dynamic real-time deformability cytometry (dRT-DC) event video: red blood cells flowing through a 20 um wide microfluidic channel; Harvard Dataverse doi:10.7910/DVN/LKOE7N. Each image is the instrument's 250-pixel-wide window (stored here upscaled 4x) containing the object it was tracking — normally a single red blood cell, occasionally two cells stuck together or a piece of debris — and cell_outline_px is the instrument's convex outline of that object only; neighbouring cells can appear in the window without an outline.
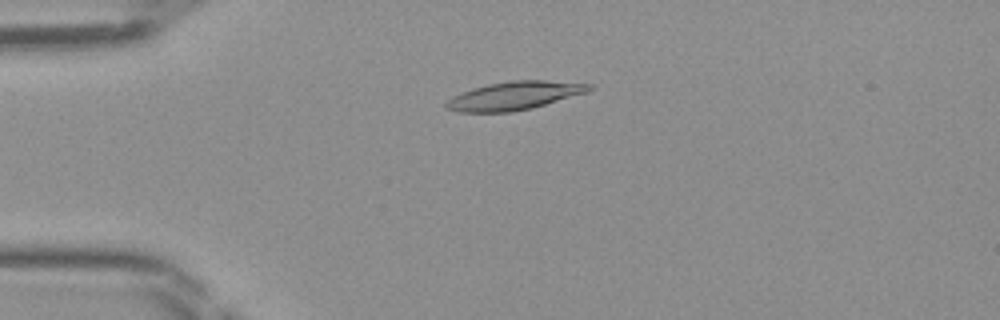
{"species": "Egyptian fruit bat (a non-hibernating species)", "species_latin": "Rousettus aegyptiacus", "temperature_condition": "room temperature", "stored_images_in_passage": 48, "camera_frame_rate_fps": 3000, "um_per_image_px": 0.085, "frame": {"image": 1, "passage_image": 12, "time_ms": 3.667, "image_size_px": [1000, 320], "cell_outline_px": [[596, 88], [588, 92], [532, 108], [512, 112], [460, 112], [448, 108], [444, 104], [452, 96], [472, 88], [488, 84], [508, 80], [548, 80], [592, 84]], "centroid_in_image_um": [43.77, 8.12], "position_along_channel_um": 41.2, "area_um2": 23.7}}
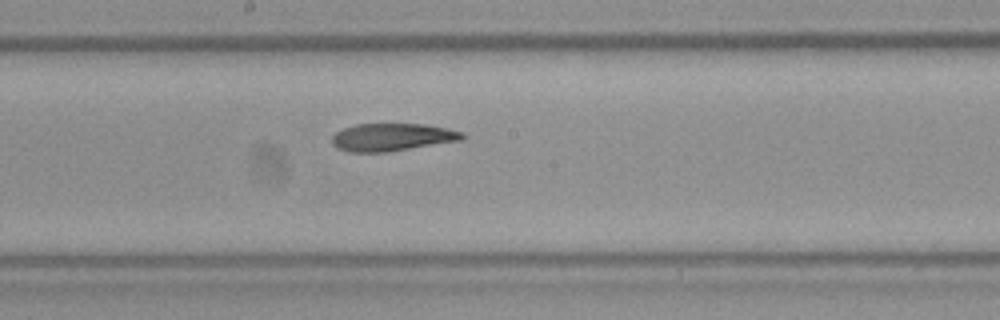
{"frame": {"image": 2, "passage_image": 26, "time_ms": 8.333, "image_size_px": [1000, 320], "cell_outline_px": [[464, 140], [388, 152], [348, 152], [336, 148], [332, 144], [332, 136], [336, 132], [344, 128], [356, 124], [424, 124], [448, 128], [464, 132]], "centroid_in_image_um": [33.35, 11.66], "position_along_channel_um": 214.9, "area_um2": 21.21}}
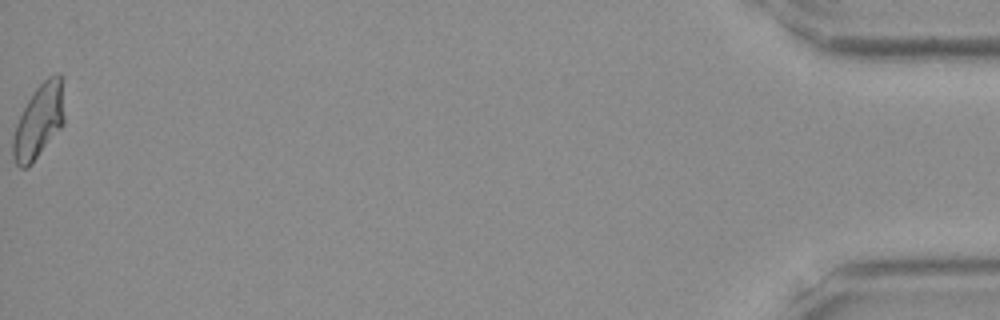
{"frame": {"image": 3, "passage_image": 48, "time_ms": 15.667, "image_size_px": [1000, 320], "cell_outline_px": [[64, 124], [32, 164], [28, 168], [20, 168], [16, 164], [12, 156], [12, 136], [16, 124], [28, 100], [36, 88], [48, 76], [56, 72], [60, 72], [64, 116]], "centroid_in_image_um": [3.28, 10.34], "position_along_channel_um": 431.9, "area_um2": 22.14}}